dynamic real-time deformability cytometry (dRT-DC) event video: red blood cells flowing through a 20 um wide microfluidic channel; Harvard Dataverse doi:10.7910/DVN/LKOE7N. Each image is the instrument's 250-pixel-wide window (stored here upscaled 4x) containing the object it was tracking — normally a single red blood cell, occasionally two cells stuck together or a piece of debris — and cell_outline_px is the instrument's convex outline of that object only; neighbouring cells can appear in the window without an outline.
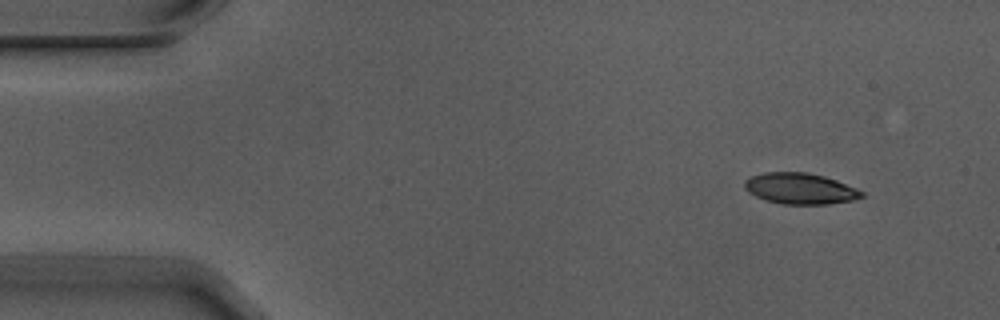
{"species": "Egyptian fruit bat (a non-hibernating species)", "species_latin": "Rousettus aegyptiacus", "temperature_condition": "warm", "stored_images_in_passage": 4, "camera_frame_rate_fps": 3000, "um_per_image_px": 0.085, "animal": {"sex": "male"}, "frame": {"image": 1, "passage_image": 1, "time_ms": 0.0, "image_size_px": [1000, 320], "cell_outline_px": [[864, 196], [852, 200], [828, 204], [784, 204], [768, 200], [756, 196], [748, 192], [744, 188], [744, 180], [752, 176], [764, 172], [808, 172], [824, 176], [836, 180], [856, 188], [864, 192]], "centroid_in_image_um": [68.01, 16.02], "position_along_channel_um": 17.0, "area_um2": 21.1}}
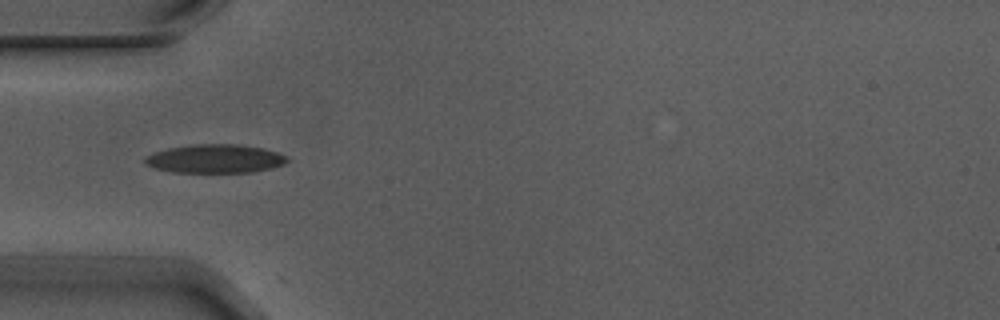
{"frame": {"image": 2, "passage_image": 4, "time_ms": 1.0, "image_size_px": [1000, 320], "cell_outline_px": [[292, 160], [284, 164], [272, 168], [252, 172], [172, 172], [156, 168], [144, 164], [144, 156], [168, 148], [196, 144], [236, 144], [264, 148], [288, 156]], "centroid_in_image_um": [18.32, 13.49], "position_along_channel_um": 66.7, "area_um2": 23.81}}